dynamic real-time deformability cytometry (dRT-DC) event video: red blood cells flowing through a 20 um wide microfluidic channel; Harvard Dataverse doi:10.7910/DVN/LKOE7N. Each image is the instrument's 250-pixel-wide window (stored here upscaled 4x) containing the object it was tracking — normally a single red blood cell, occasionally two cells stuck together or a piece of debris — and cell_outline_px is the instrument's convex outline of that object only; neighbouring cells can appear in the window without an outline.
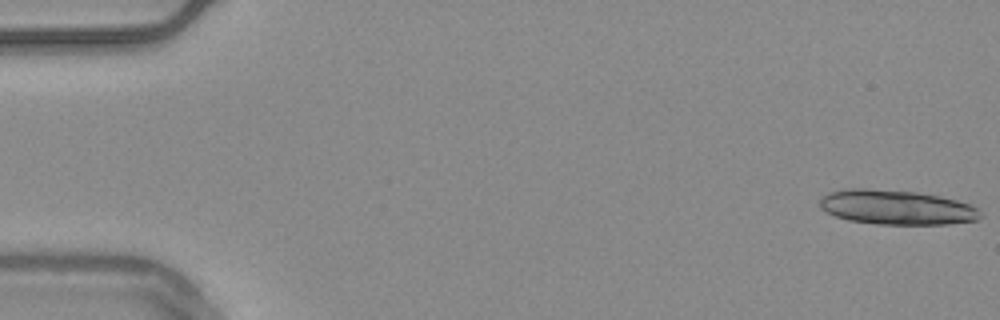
{"species": "common noctule bat (a hibernating species)", "species_latin": "Nyctalus noctula", "temperature_condition": "warm", "stored_images_in_passage": 21, "camera_frame_rate_fps": 3000, "um_per_image_px": 0.085, "animal": {"sex": "male", "body_mass_g": 20.4}, "frame": {"image": 1, "passage_image": 1, "time_ms": 0.0, "image_size_px": [1000, 320], "cell_outline_px": [[984, 216], [976, 220], [948, 224], [876, 224], [848, 220], [836, 216], [820, 208], [820, 200], [828, 192], [844, 188], [864, 188], [916, 192], [940, 196], [956, 200], [968, 204], [976, 208]], "centroid_in_image_um": [76.19, 17.62], "position_along_channel_um": 8.8, "area_um2": 32.31}}
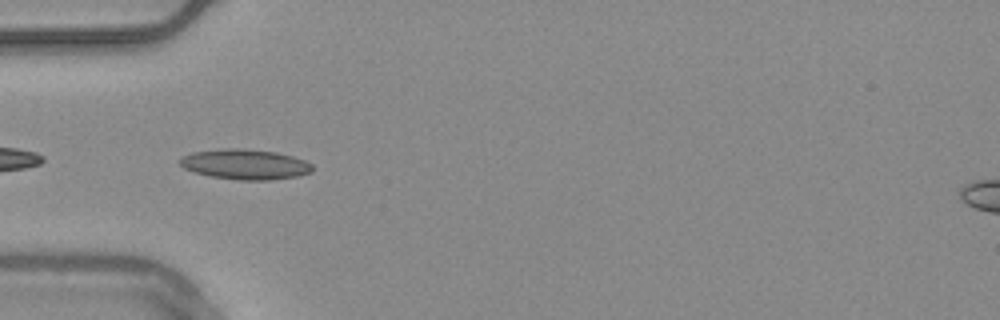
{"frame": {"image": 2, "passage_image": 18, "time_ms": 5.667, "image_size_px": [1000, 320], "cell_outline_px": [[312, 172], [300, 176], [268, 180], [240, 180], [212, 176], [196, 172], [184, 168], [180, 164], [180, 156], [192, 152], [224, 148], [244, 148], [276, 152], [292, 156], [304, 160], [312, 164]], "centroid_in_image_um": [20.85, 13.96], "position_along_channel_um": 64.2, "area_um2": 23.35}}